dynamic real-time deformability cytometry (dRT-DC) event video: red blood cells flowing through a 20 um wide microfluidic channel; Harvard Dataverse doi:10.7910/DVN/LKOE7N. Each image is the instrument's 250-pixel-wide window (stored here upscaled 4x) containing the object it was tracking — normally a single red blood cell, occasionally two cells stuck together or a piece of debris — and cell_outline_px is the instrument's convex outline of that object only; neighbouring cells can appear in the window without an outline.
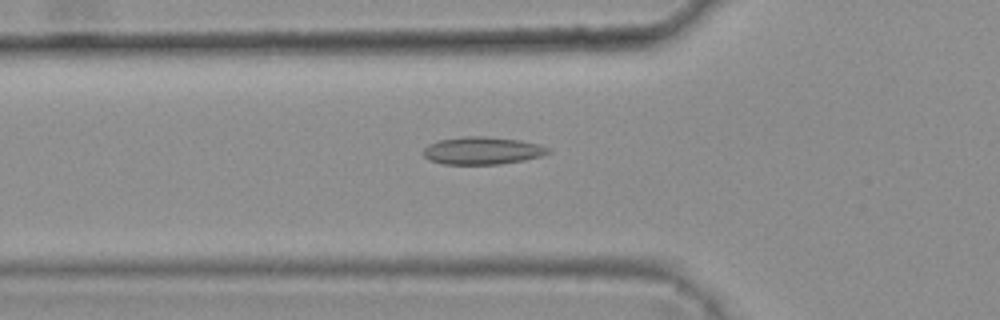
{"species": "common noctule bat (a hibernating species)", "species_latin": "Nyctalus noctula", "temperature_condition": "warm", "stored_images_in_passage": 47, "camera_frame_rate_fps": 3000, "um_per_image_px": 0.085, "animal": {"sex": "female", "body_mass_g": 25.1}, "frame": {"image": 1, "passage_image": 18, "time_ms": 5.667, "image_size_px": [1000, 320], "cell_outline_px": [[552, 152], [540, 156], [524, 160], [500, 164], [444, 164], [432, 160], [424, 156], [424, 148], [428, 144], [440, 140], [464, 136], [484, 136], [520, 140], [536, 144], [548, 148]], "centroid_in_image_um": [41.0, 12.8], "position_along_channel_um": 84.8, "area_um2": 19.83}}
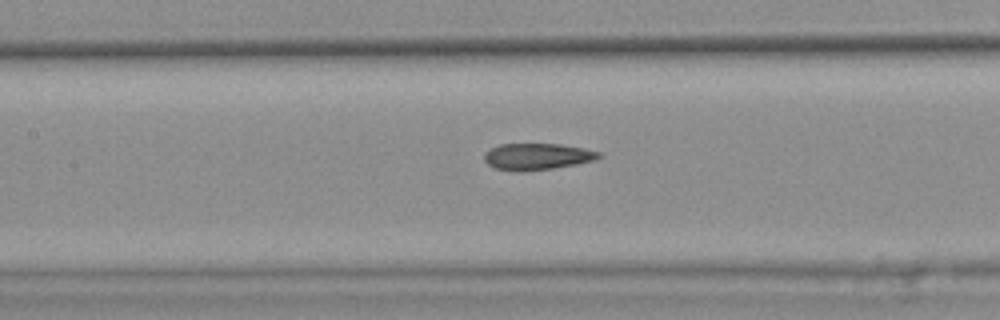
{"frame": {"image": 2, "passage_image": 24, "time_ms": 7.667, "image_size_px": [1000, 320], "cell_outline_px": [[604, 156], [596, 160], [576, 164], [552, 168], [524, 172], [516, 172], [496, 168], [488, 164], [484, 160], [484, 152], [500, 144], [560, 144], [584, 148], [600, 152]], "centroid_in_image_um": [45.68, 13.31], "position_along_channel_um": 161.7, "area_um2": 17.86}}
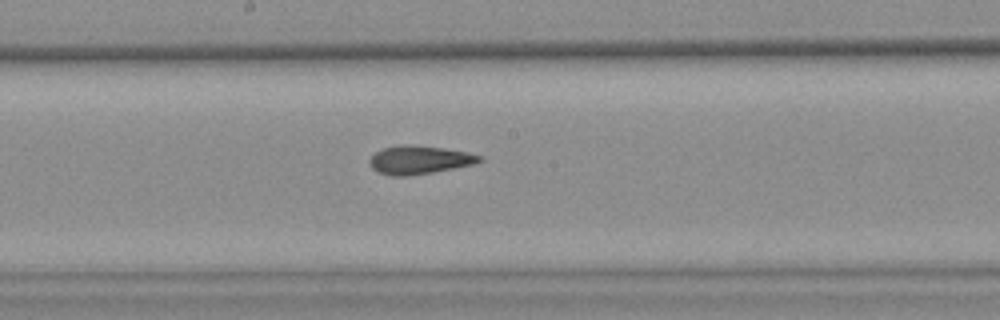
{"frame": {"image": 3, "passage_image": 28, "time_ms": 9.0, "image_size_px": [1000, 320], "cell_outline_px": [[484, 160], [472, 164], [432, 172], [408, 176], [392, 176], [380, 172], [372, 168], [368, 164], [368, 160], [376, 152], [384, 148], [400, 144], [444, 148], [464, 152], [480, 156]], "centroid_in_image_um": [35.58, 13.59], "position_along_channel_um": 212.6, "area_um2": 17.8}, "authors_computed_cell_mechanics": {"area_um2": 18.2648, "velocity_mm_per_s": 3.8203, "shape_relaxation_time_tau1_ms": null, "shape_relaxation_time_tau2_ms": 2.9239, "deformation_change_tau1": null, "deformation_change_tau2": 0.1059}}